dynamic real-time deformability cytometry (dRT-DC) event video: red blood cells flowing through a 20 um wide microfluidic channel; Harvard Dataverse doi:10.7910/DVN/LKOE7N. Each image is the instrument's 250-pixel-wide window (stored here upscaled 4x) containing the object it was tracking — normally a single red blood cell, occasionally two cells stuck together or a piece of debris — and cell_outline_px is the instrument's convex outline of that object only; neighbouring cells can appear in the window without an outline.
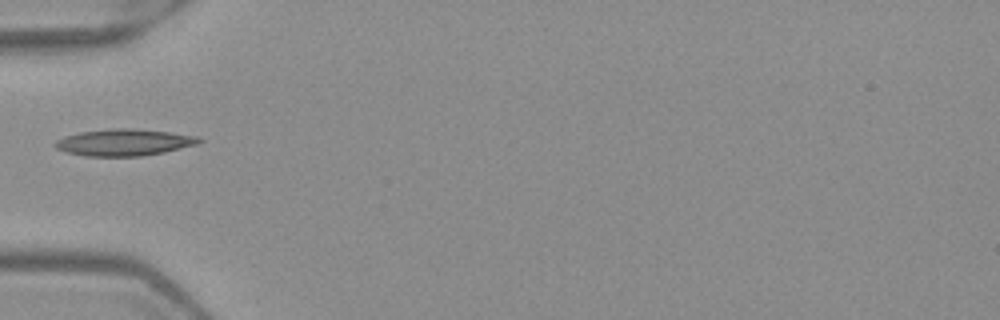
{"species": "Egyptian fruit bat (a non-hibernating species)", "species_latin": "Rousettus aegyptiacus", "temperature_condition": "warm", "stored_images_in_passage": 1, "camera_frame_rate_fps": 3000, "um_per_image_px": 0.085, "frame": {"image": 1, "passage_image": 1, "time_ms": 0.0, "image_size_px": [1000, 320], "cell_outline_px": [[204, 140], [200, 144], [164, 152], [140, 156], [84, 156], [68, 152], [56, 148], [52, 144], [56, 140], [64, 136], [80, 132], [112, 128], [132, 128], [168, 132], [200, 136]], "centroid_in_image_um": [10.58, 12.1], "position_along_channel_um": 74.4, "area_um2": 22.54}}